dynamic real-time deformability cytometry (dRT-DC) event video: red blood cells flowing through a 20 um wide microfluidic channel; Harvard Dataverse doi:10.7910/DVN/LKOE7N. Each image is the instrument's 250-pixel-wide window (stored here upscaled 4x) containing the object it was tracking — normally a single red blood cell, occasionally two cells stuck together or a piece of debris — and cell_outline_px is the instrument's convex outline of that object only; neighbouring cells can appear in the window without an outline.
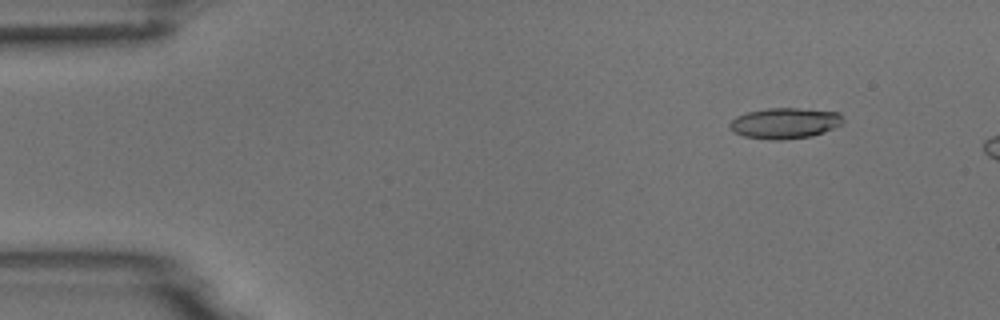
{"species": "common noctule bat (a hibernating species)", "species_latin": "Nyctalus noctula", "temperature_condition": "room temperature", "stored_images_in_passage": 10, "camera_frame_rate_fps": 3000, "um_per_image_px": 0.085, "animal": {"sex": "male", "body_mass_g": 18.8}, "frame": {"image": 1, "passage_image": 5, "time_ms": 1.333, "image_size_px": [1000, 320], "cell_outline_px": [[844, 124], [824, 132], [812, 136], [780, 140], [772, 140], [744, 136], [732, 132], [728, 128], [728, 124], [736, 116], [748, 112], [768, 108], [796, 108], [840, 112], [844, 120]], "centroid_in_image_um": [66.72, 10.47], "position_along_channel_um": 18.3, "area_um2": 20.52}}